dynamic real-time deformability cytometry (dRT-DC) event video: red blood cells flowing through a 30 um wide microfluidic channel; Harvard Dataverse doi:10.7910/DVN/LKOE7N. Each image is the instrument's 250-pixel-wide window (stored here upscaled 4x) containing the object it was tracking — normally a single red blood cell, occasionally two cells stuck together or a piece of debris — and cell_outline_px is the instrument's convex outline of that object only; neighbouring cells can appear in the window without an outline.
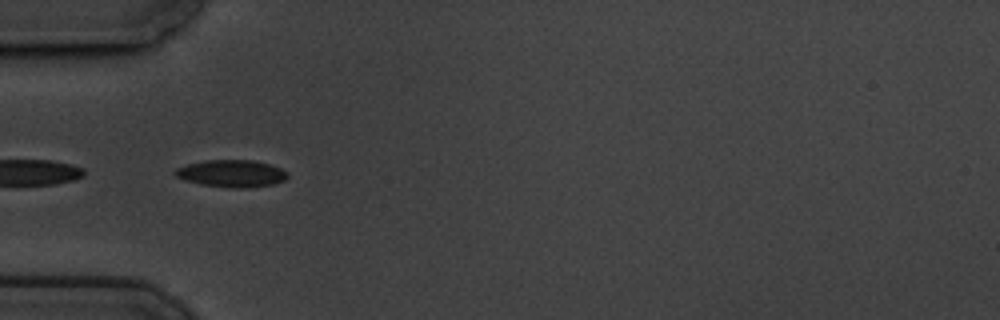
{"species": "common noctule bat (a hibernating species)", "species_latin": "Nyctalus noctula", "temperature_condition": "cold", "stored_images_in_passage": 17, "camera_frame_rate_fps": 3000, "um_per_image_px": 0.085, "animal": {"sex": "male", "body_mass_g": 19.5, "forearm_length_mm": 54.6}, "frame": {"image": 1, "passage_image": 15, "time_ms": 4.667, "image_size_px": [1000, 320], "cell_outline_px": [[288, 176], [284, 180], [272, 184], [244, 188], [232, 188], [200, 184], [184, 180], [176, 176], [172, 172], [176, 168], [188, 164], [204, 160], [252, 160], [268, 164], [280, 168], [288, 172]], "centroid_in_image_um": [19.65, 14.74], "position_along_channel_um": 65.4, "area_um2": 17.74}}